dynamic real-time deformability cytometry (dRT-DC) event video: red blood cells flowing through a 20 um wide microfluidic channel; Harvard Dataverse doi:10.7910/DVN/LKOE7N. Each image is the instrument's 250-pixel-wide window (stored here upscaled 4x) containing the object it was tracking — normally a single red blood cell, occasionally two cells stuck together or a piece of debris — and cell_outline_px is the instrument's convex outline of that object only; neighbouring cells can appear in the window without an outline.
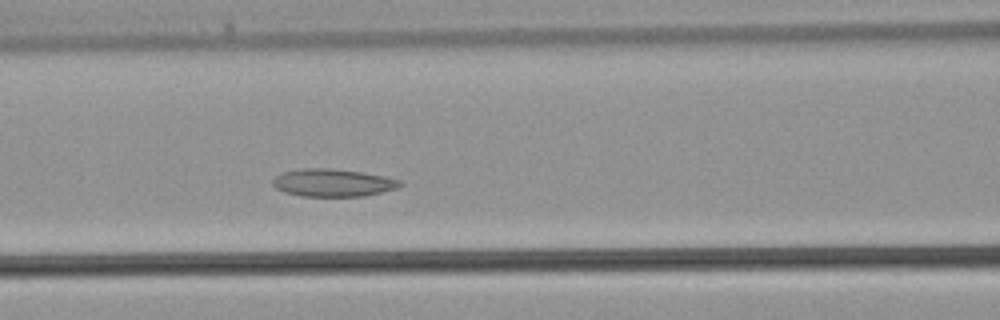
{"species": "common noctule bat (a hibernating species)", "species_latin": "Nyctalus noctula", "temperature_condition": "warm", "stored_images_in_passage": 31, "camera_frame_rate_fps": 3000, "um_per_image_px": 0.085, "animal": {"sex": "male", "body_mass_g": 21.5, "forearm_length_mm": 52.0}, "frame": {"image": 1, "passage_image": 14, "time_ms": 4.333, "image_size_px": [1000, 320], "cell_outline_px": [[404, 184], [396, 188], [364, 196], [300, 196], [284, 192], [276, 188], [272, 184], [272, 180], [276, 176], [284, 172], [300, 168], [332, 168], [360, 172], [384, 176], [400, 180]], "centroid_in_image_um": [28.27, 15.53], "position_along_channel_um": 138.3, "area_um2": 20.46}}
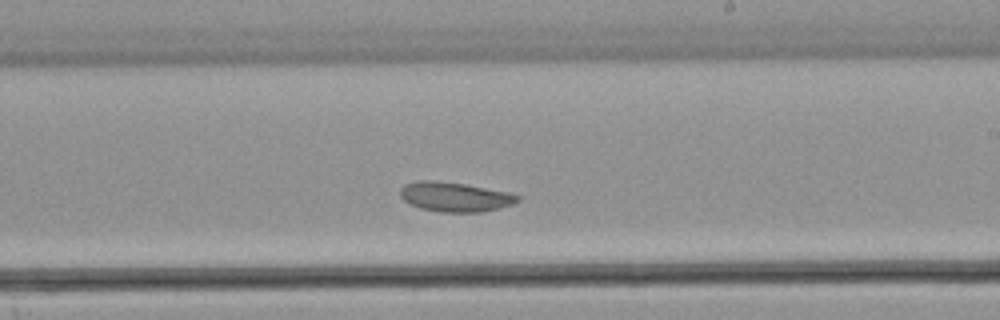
{"frame": {"image": 2, "passage_image": 21, "time_ms": 6.667, "image_size_px": [1000, 320], "cell_outline_px": [[520, 200], [512, 204], [500, 208], [480, 212], [440, 212], [420, 208], [404, 200], [400, 196], [400, 188], [404, 184], [420, 180], [432, 180], [464, 184], [508, 192], [520, 196]], "centroid_in_image_um": [38.66, 16.73], "position_along_channel_um": 250.3, "area_um2": 20.11}}
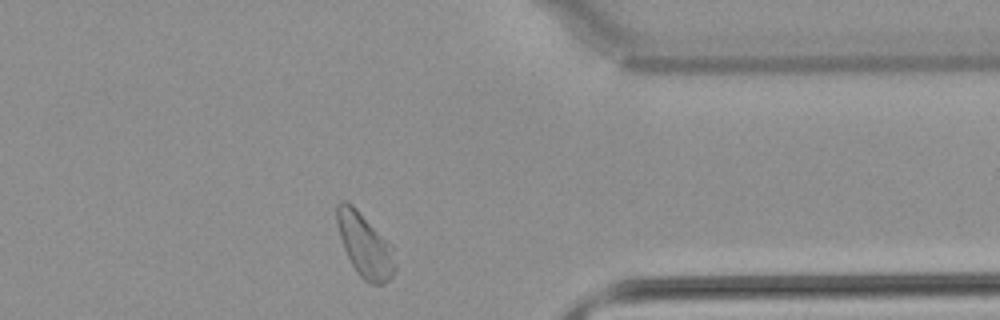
{"frame": {"image": 3, "passage_image": 30, "time_ms": 9.667, "image_size_px": [1000, 320], "cell_outline_px": [[396, 268], [392, 276], [384, 284], [372, 284], [364, 280], [356, 272], [344, 248], [336, 224], [336, 204], [340, 200], [344, 200], [352, 204], [392, 244], [396, 264]], "centroid_in_image_um": [31.02, 20.83], "position_along_channel_um": 380.4, "area_um2": 21.73}}